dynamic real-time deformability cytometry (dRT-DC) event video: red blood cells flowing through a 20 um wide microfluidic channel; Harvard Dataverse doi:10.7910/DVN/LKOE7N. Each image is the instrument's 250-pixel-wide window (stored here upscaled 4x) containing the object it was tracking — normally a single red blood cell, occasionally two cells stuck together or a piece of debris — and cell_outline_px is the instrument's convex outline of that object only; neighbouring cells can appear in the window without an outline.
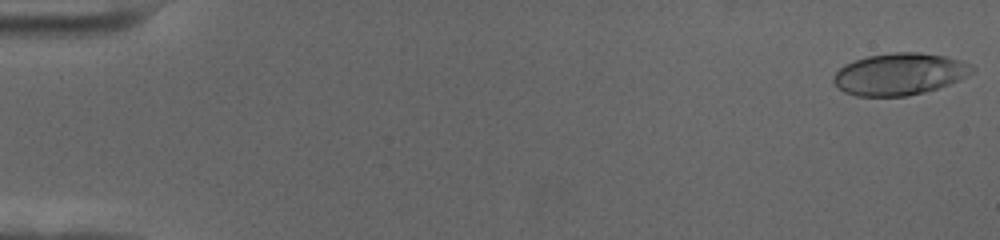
{"species": "human", "species_latin": "Homo sapiens", "temperature_condition": "cold", "stored_images_in_passage": 58, "camera_frame_rate_fps": 3000, "um_per_image_px": 0.085, "donor": {"sex": "female"}, "frame": {"image": 1, "passage_image": 1, "time_ms": 0.0, "image_size_px": [1000, 240], "cell_outline_px": [[972, 72], [960, 80], [924, 92], [908, 96], [856, 96], [844, 92], [832, 80], [832, 76], [844, 64], [868, 56], [892, 52], [920, 52], [944, 56], [960, 60], [968, 64], [972, 68]], "centroid_in_image_um": [76.42, 6.29], "position_along_channel_um": 8.6, "area_um2": 33.58}}
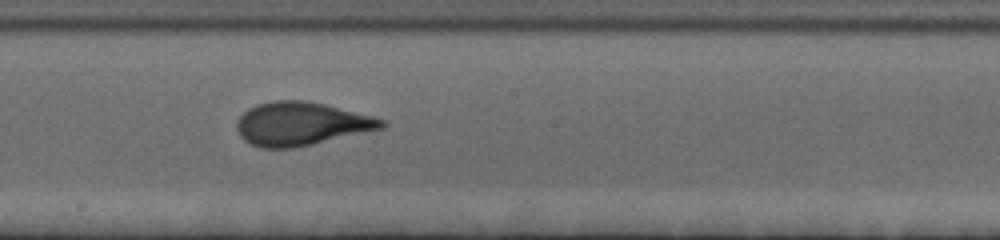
{"frame": {"image": 2, "passage_image": 33, "time_ms": 10.667, "image_size_px": [1000, 240], "cell_outline_px": [[388, 124], [384, 128], [296, 148], [260, 148], [248, 144], [240, 136], [236, 128], [236, 124], [240, 116], [248, 108], [256, 104], [276, 100], [304, 100], [324, 104], [388, 120]], "centroid_in_image_um": [25.59, 10.53], "position_along_channel_um": 222.6, "area_um2": 36.88}}
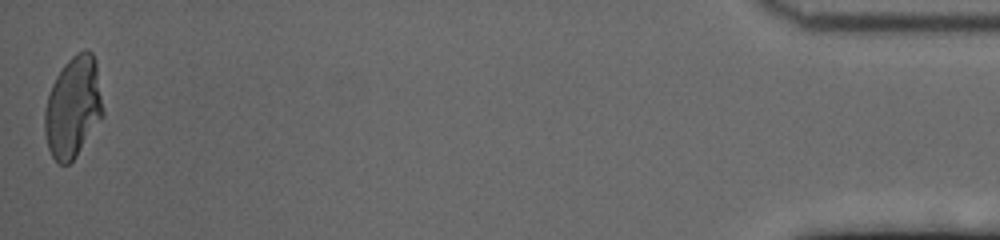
{"frame": {"image": 3, "passage_image": 58, "time_ms": 19.0, "image_size_px": [1000, 240], "cell_outline_px": [[104, 116], [76, 156], [68, 164], [60, 164], [52, 156], [48, 148], [44, 132], [44, 112], [48, 96], [52, 84], [56, 76], [64, 64], [76, 52], [84, 48], [92, 52], [96, 60], [104, 112]], "centroid_in_image_um": [6.22, 9.08], "position_along_channel_um": 429.0, "area_um2": 34.56}, "authors_computed_cell_mechanics": {"area_um2": 34.8823, "velocity_mm_per_s": 3.5063, "shape_relaxation_time_tau1_ms": 3.3952, "shape_relaxation_time_tau2_ms": 0.8408, "deformation_change_tau1": 0.1843, "deformation_change_tau2": 0.0834}}